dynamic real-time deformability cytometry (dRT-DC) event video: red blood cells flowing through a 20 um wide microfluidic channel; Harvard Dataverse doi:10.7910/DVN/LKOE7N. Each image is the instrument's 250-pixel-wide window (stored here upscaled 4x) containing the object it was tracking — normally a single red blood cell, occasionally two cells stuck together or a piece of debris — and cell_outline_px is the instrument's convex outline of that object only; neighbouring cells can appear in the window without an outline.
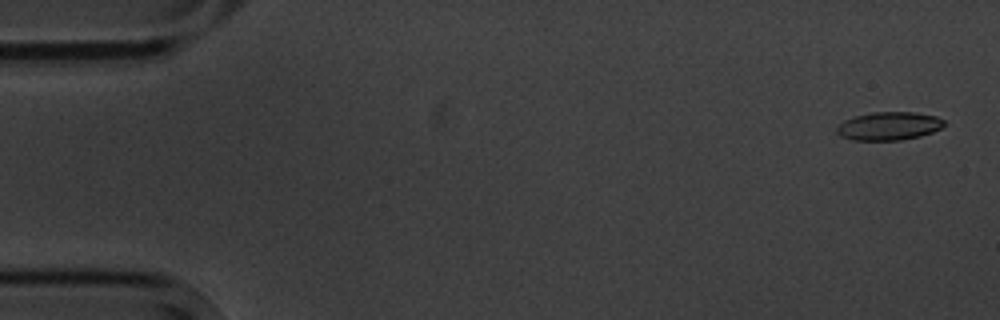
{"species": "common noctule bat (a hibernating species)", "species_latin": "Nyctalus noctula", "temperature_condition": "cold", "stored_images_in_passage": 5, "camera_frame_rate_fps": 3000, "um_per_image_px": 0.085, "animal": {"sex": "male", "body_mass_g": 20.1, "forearm_length_mm": 53.5}, "frame": {"image": 1, "passage_image": 1, "time_ms": 0.0, "image_size_px": [1000, 320], "cell_outline_px": [[944, 124], [940, 128], [932, 132], [920, 136], [900, 140], [852, 140], [840, 136], [836, 132], [836, 128], [844, 120], [856, 116], [872, 112], [916, 112], [936, 116], [944, 120]], "centroid_in_image_um": [75.54, 10.71], "position_along_channel_um": 9.5, "area_um2": 17.63}}
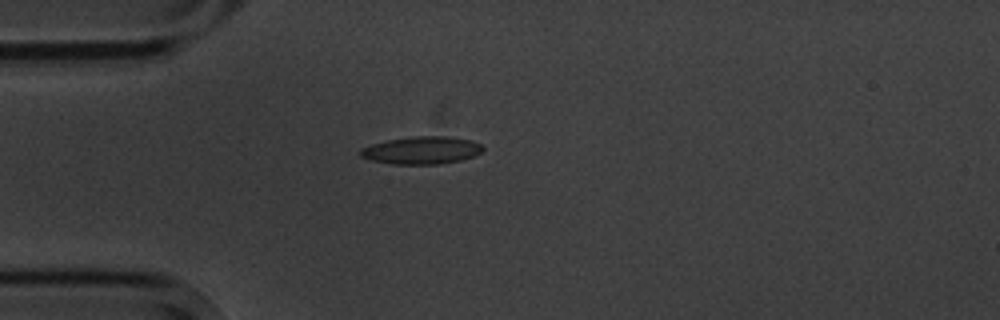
{"frame": {"image": 2, "passage_image": 5, "time_ms": 4.333, "image_size_px": [1000, 320], "cell_outline_px": [[484, 148], [480, 152], [472, 156], [460, 160], [436, 164], [392, 164], [372, 160], [360, 156], [360, 148], [372, 144], [388, 140], [412, 136], [444, 136], [472, 140], [480, 144]], "centroid_in_image_um": [35.82, 12.77], "position_along_channel_um": 49.2, "area_um2": 19.48}}